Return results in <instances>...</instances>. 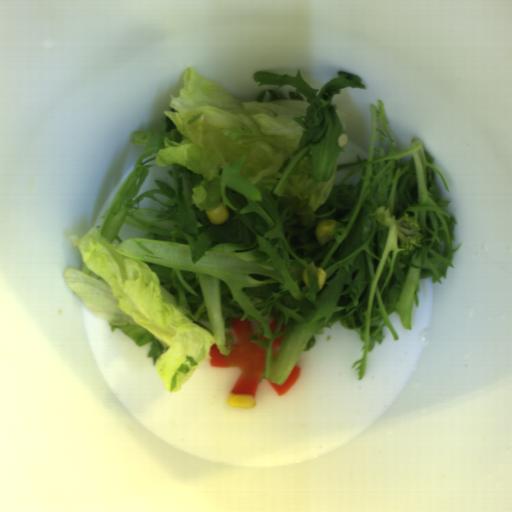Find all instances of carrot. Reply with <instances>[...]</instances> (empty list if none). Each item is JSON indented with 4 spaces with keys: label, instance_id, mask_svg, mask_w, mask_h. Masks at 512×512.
Segmentation results:
<instances>
[{
    "label": "carrot",
    "instance_id": "carrot-1",
    "mask_svg": "<svg viewBox=\"0 0 512 512\" xmlns=\"http://www.w3.org/2000/svg\"><path fill=\"white\" fill-rule=\"evenodd\" d=\"M231 325L237 343L232 344V351L228 355H223L217 344L210 345V363L216 368H240L241 374L231 393L236 396L249 394L254 398L263 374L266 348L250 342L253 330L247 319H231Z\"/></svg>",
    "mask_w": 512,
    "mask_h": 512
},
{
    "label": "carrot",
    "instance_id": "carrot-2",
    "mask_svg": "<svg viewBox=\"0 0 512 512\" xmlns=\"http://www.w3.org/2000/svg\"><path fill=\"white\" fill-rule=\"evenodd\" d=\"M300 374H301V368L295 364L294 367L292 368V370L290 371L289 375L287 376L286 380L282 384H277V383L268 382V381L267 382L274 387V389L279 397V396H283L285 393H287L290 390V388L293 386V384L299 378Z\"/></svg>",
    "mask_w": 512,
    "mask_h": 512
},
{
    "label": "carrot",
    "instance_id": "carrot-3",
    "mask_svg": "<svg viewBox=\"0 0 512 512\" xmlns=\"http://www.w3.org/2000/svg\"><path fill=\"white\" fill-rule=\"evenodd\" d=\"M284 337H285V335L282 334L279 337L272 339L271 350L275 356L281 350L282 341H283Z\"/></svg>",
    "mask_w": 512,
    "mask_h": 512
},
{
    "label": "carrot",
    "instance_id": "carrot-4",
    "mask_svg": "<svg viewBox=\"0 0 512 512\" xmlns=\"http://www.w3.org/2000/svg\"><path fill=\"white\" fill-rule=\"evenodd\" d=\"M276 326H277V321L274 319L273 321H271V323L269 325L271 333L276 329Z\"/></svg>",
    "mask_w": 512,
    "mask_h": 512
},
{
    "label": "carrot",
    "instance_id": "carrot-5",
    "mask_svg": "<svg viewBox=\"0 0 512 512\" xmlns=\"http://www.w3.org/2000/svg\"><path fill=\"white\" fill-rule=\"evenodd\" d=\"M256 338H259V339H261V340H263V341H265V342H269V341L271 340V339L266 338V337H264V336H262V335H260V334H259V335H257V337H256Z\"/></svg>",
    "mask_w": 512,
    "mask_h": 512
},
{
    "label": "carrot",
    "instance_id": "carrot-6",
    "mask_svg": "<svg viewBox=\"0 0 512 512\" xmlns=\"http://www.w3.org/2000/svg\"><path fill=\"white\" fill-rule=\"evenodd\" d=\"M284 330H285V325L283 324V325L281 326V328H280L279 333H280V332H283Z\"/></svg>",
    "mask_w": 512,
    "mask_h": 512
}]
</instances>
